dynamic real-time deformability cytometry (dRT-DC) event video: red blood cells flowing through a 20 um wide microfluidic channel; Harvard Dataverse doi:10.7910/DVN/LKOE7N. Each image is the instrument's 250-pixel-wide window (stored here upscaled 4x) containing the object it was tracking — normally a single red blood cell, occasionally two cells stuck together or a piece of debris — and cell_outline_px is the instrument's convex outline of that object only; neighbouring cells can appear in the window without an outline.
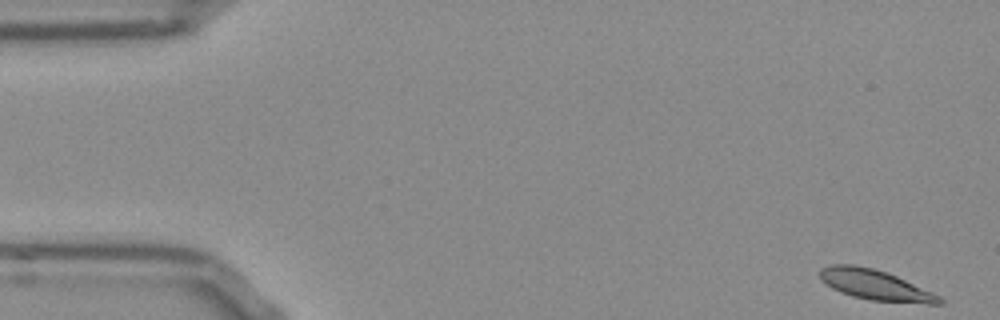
{"species": "Egyptian fruit bat (a non-hibernating species)", "species_latin": "Rousettus aegyptiacus", "temperature_condition": "room temperature", "stored_images_in_passage": 53, "camera_frame_rate_fps": 3000, "um_per_image_px": 0.085, "frame": {"image": 1, "passage_image": 1, "time_ms": 0.0, "image_size_px": [1000, 320], "cell_outline_px": [[944, 304], [928, 304], [872, 300], [852, 296], [840, 292], [832, 288], [820, 280], [820, 268], [828, 264], [856, 264], [888, 272], [932, 292], [940, 296], [944, 300]], "centroid_in_image_um": [74.38, 24.21], "position_along_channel_um": 10.6, "area_um2": 21.27}}
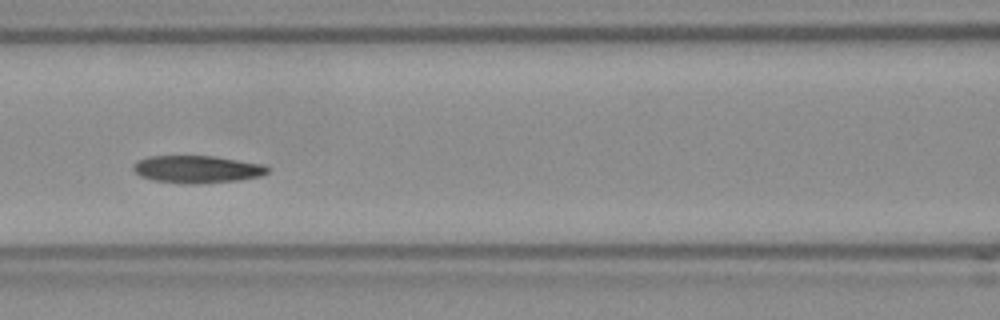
{"frame": {"image": 2, "passage_image": 22, "time_ms": 7.0, "image_size_px": [1000, 320], "cell_outline_px": [[268, 172], [260, 176], [240, 180], [192, 184], [188, 184], [152, 180], [140, 176], [132, 168], [132, 164], [136, 160], [148, 156], [216, 156], [264, 164], [268, 168]], "centroid_in_image_um": [16.72, 14.38], "position_along_channel_um": 149.9, "area_um2": 21.62}}
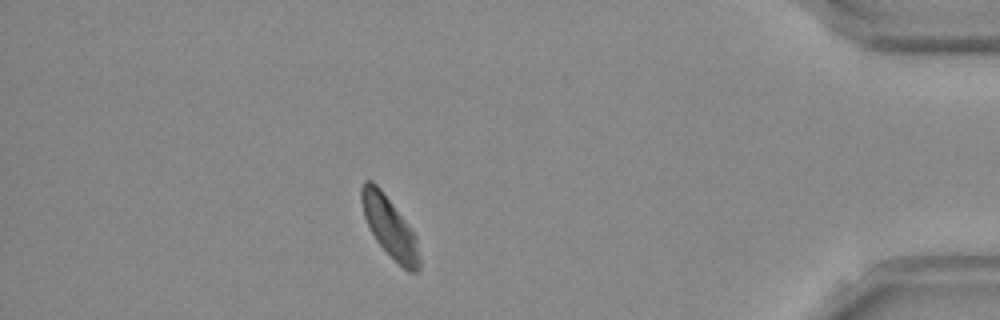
{"frame": {"image": 3, "passage_image": 46, "time_ms": 15.0, "image_size_px": [1000, 320], "cell_outline_px": [[420, 272], [408, 272], [376, 240], [364, 216], [360, 200], [360, 188], [364, 180], [372, 180], [380, 188], [416, 236], [420, 256]], "centroid_in_image_um": [33.11, 19.29], "position_along_channel_um": 402.1, "area_um2": 19.94}, "authors_computed_cell_mechanics": {"area_um2": 21.1548, "velocity_mm_per_s": 3.7533, "shape_relaxation_time_tau1_ms": 4.8122, "shape_relaxation_time_tau2_ms": 2.9252, "deformation_change_tau1": 0.1213, "deformation_change_tau2": 0.0879}}